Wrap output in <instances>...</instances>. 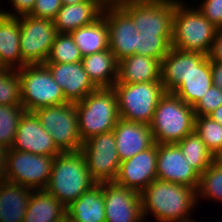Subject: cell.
Wrapping results in <instances>:
<instances>
[{
	"label": "cell",
	"mask_w": 222,
	"mask_h": 222,
	"mask_svg": "<svg viewBox=\"0 0 222 222\" xmlns=\"http://www.w3.org/2000/svg\"><path fill=\"white\" fill-rule=\"evenodd\" d=\"M34 113L61 152L81 150L83 142L78 132V115L74 103L42 107Z\"/></svg>",
	"instance_id": "cell-10"
},
{
	"label": "cell",
	"mask_w": 222,
	"mask_h": 222,
	"mask_svg": "<svg viewBox=\"0 0 222 222\" xmlns=\"http://www.w3.org/2000/svg\"><path fill=\"white\" fill-rule=\"evenodd\" d=\"M21 83V105L25 111L68 102L45 64H28L17 69Z\"/></svg>",
	"instance_id": "cell-8"
},
{
	"label": "cell",
	"mask_w": 222,
	"mask_h": 222,
	"mask_svg": "<svg viewBox=\"0 0 222 222\" xmlns=\"http://www.w3.org/2000/svg\"><path fill=\"white\" fill-rule=\"evenodd\" d=\"M140 199L144 220L153 215L157 222L193 221L191 211L199 203L196 189L158 179L140 193Z\"/></svg>",
	"instance_id": "cell-2"
},
{
	"label": "cell",
	"mask_w": 222,
	"mask_h": 222,
	"mask_svg": "<svg viewBox=\"0 0 222 222\" xmlns=\"http://www.w3.org/2000/svg\"><path fill=\"white\" fill-rule=\"evenodd\" d=\"M81 63L97 88H111L117 82L118 61L110 49L85 56Z\"/></svg>",
	"instance_id": "cell-25"
},
{
	"label": "cell",
	"mask_w": 222,
	"mask_h": 222,
	"mask_svg": "<svg viewBox=\"0 0 222 222\" xmlns=\"http://www.w3.org/2000/svg\"><path fill=\"white\" fill-rule=\"evenodd\" d=\"M8 148L0 144V182L5 180Z\"/></svg>",
	"instance_id": "cell-42"
},
{
	"label": "cell",
	"mask_w": 222,
	"mask_h": 222,
	"mask_svg": "<svg viewBox=\"0 0 222 222\" xmlns=\"http://www.w3.org/2000/svg\"><path fill=\"white\" fill-rule=\"evenodd\" d=\"M66 207L46 190H33L23 222H61Z\"/></svg>",
	"instance_id": "cell-27"
},
{
	"label": "cell",
	"mask_w": 222,
	"mask_h": 222,
	"mask_svg": "<svg viewBox=\"0 0 222 222\" xmlns=\"http://www.w3.org/2000/svg\"><path fill=\"white\" fill-rule=\"evenodd\" d=\"M74 104L82 142L90 137L112 131L120 119L118 100L113 87L97 88Z\"/></svg>",
	"instance_id": "cell-4"
},
{
	"label": "cell",
	"mask_w": 222,
	"mask_h": 222,
	"mask_svg": "<svg viewBox=\"0 0 222 222\" xmlns=\"http://www.w3.org/2000/svg\"><path fill=\"white\" fill-rule=\"evenodd\" d=\"M157 143L122 161L114 180L115 183L141 193L157 179Z\"/></svg>",
	"instance_id": "cell-17"
},
{
	"label": "cell",
	"mask_w": 222,
	"mask_h": 222,
	"mask_svg": "<svg viewBox=\"0 0 222 222\" xmlns=\"http://www.w3.org/2000/svg\"><path fill=\"white\" fill-rule=\"evenodd\" d=\"M195 111L178 96L166 92L159 100L150 129L157 144H177L194 132Z\"/></svg>",
	"instance_id": "cell-5"
},
{
	"label": "cell",
	"mask_w": 222,
	"mask_h": 222,
	"mask_svg": "<svg viewBox=\"0 0 222 222\" xmlns=\"http://www.w3.org/2000/svg\"><path fill=\"white\" fill-rule=\"evenodd\" d=\"M121 119L150 125L160 98L166 93L161 81L113 86Z\"/></svg>",
	"instance_id": "cell-7"
},
{
	"label": "cell",
	"mask_w": 222,
	"mask_h": 222,
	"mask_svg": "<svg viewBox=\"0 0 222 222\" xmlns=\"http://www.w3.org/2000/svg\"><path fill=\"white\" fill-rule=\"evenodd\" d=\"M212 82L222 90V61L211 60Z\"/></svg>",
	"instance_id": "cell-41"
},
{
	"label": "cell",
	"mask_w": 222,
	"mask_h": 222,
	"mask_svg": "<svg viewBox=\"0 0 222 222\" xmlns=\"http://www.w3.org/2000/svg\"><path fill=\"white\" fill-rule=\"evenodd\" d=\"M0 105H21V83L15 69L0 71Z\"/></svg>",
	"instance_id": "cell-35"
},
{
	"label": "cell",
	"mask_w": 222,
	"mask_h": 222,
	"mask_svg": "<svg viewBox=\"0 0 222 222\" xmlns=\"http://www.w3.org/2000/svg\"><path fill=\"white\" fill-rule=\"evenodd\" d=\"M61 222H76V221H74L73 219H71L68 215H65V216L62 218Z\"/></svg>",
	"instance_id": "cell-45"
},
{
	"label": "cell",
	"mask_w": 222,
	"mask_h": 222,
	"mask_svg": "<svg viewBox=\"0 0 222 222\" xmlns=\"http://www.w3.org/2000/svg\"><path fill=\"white\" fill-rule=\"evenodd\" d=\"M10 149L37 155L56 156L61 151L52 136L42 127L34 112L24 111Z\"/></svg>",
	"instance_id": "cell-18"
},
{
	"label": "cell",
	"mask_w": 222,
	"mask_h": 222,
	"mask_svg": "<svg viewBox=\"0 0 222 222\" xmlns=\"http://www.w3.org/2000/svg\"><path fill=\"white\" fill-rule=\"evenodd\" d=\"M66 215L76 222H106L102 183H97L66 207Z\"/></svg>",
	"instance_id": "cell-24"
},
{
	"label": "cell",
	"mask_w": 222,
	"mask_h": 222,
	"mask_svg": "<svg viewBox=\"0 0 222 222\" xmlns=\"http://www.w3.org/2000/svg\"><path fill=\"white\" fill-rule=\"evenodd\" d=\"M54 158L55 156L9 149L5 180L32 190H45L50 180Z\"/></svg>",
	"instance_id": "cell-11"
},
{
	"label": "cell",
	"mask_w": 222,
	"mask_h": 222,
	"mask_svg": "<svg viewBox=\"0 0 222 222\" xmlns=\"http://www.w3.org/2000/svg\"><path fill=\"white\" fill-rule=\"evenodd\" d=\"M160 81L166 92L194 107L213 85L208 56L172 47L161 60Z\"/></svg>",
	"instance_id": "cell-1"
},
{
	"label": "cell",
	"mask_w": 222,
	"mask_h": 222,
	"mask_svg": "<svg viewBox=\"0 0 222 222\" xmlns=\"http://www.w3.org/2000/svg\"><path fill=\"white\" fill-rule=\"evenodd\" d=\"M96 184L87 169L82 151H66L55 156L45 190L68 207Z\"/></svg>",
	"instance_id": "cell-3"
},
{
	"label": "cell",
	"mask_w": 222,
	"mask_h": 222,
	"mask_svg": "<svg viewBox=\"0 0 222 222\" xmlns=\"http://www.w3.org/2000/svg\"><path fill=\"white\" fill-rule=\"evenodd\" d=\"M186 5L182 0L175 5L171 46L208 56L218 28L197 8Z\"/></svg>",
	"instance_id": "cell-6"
},
{
	"label": "cell",
	"mask_w": 222,
	"mask_h": 222,
	"mask_svg": "<svg viewBox=\"0 0 222 222\" xmlns=\"http://www.w3.org/2000/svg\"><path fill=\"white\" fill-rule=\"evenodd\" d=\"M161 61L134 54L118 61L117 82L133 84L160 81Z\"/></svg>",
	"instance_id": "cell-22"
},
{
	"label": "cell",
	"mask_w": 222,
	"mask_h": 222,
	"mask_svg": "<svg viewBox=\"0 0 222 222\" xmlns=\"http://www.w3.org/2000/svg\"><path fill=\"white\" fill-rule=\"evenodd\" d=\"M83 1H88V0H62V4L70 5V4H77Z\"/></svg>",
	"instance_id": "cell-44"
},
{
	"label": "cell",
	"mask_w": 222,
	"mask_h": 222,
	"mask_svg": "<svg viewBox=\"0 0 222 222\" xmlns=\"http://www.w3.org/2000/svg\"><path fill=\"white\" fill-rule=\"evenodd\" d=\"M222 202V164L216 159L200 174L196 200L200 198Z\"/></svg>",
	"instance_id": "cell-30"
},
{
	"label": "cell",
	"mask_w": 222,
	"mask_h": 222,
	"mask_svg": "<svg viewBox=\"0 0 222 222\" xmlns=\"http://www.w3.org/2000/svg\"><path fill=\"white\" fill-rule=\"evenodd\" d=\"M4 67L2 66V64L0 63V71L3 70Z\"/></svg>",
	"instance_id": "cell-47"
},
{
	"label": "cell",
	"mask_w": 222,
	"mask_h": 222,
	"mask_svg": "<svg viewBox=\"0 0 222 222\" xmlns=\"http://www.w3.org/2000/svg\"><path fill=\"white\" fill-rule=\"evenodd\" d=\"M209 117L222 125V105L214 110Z\"/></svg>",
	"instance_id": "cell-43"
},
{
	"label": "cell",
	"mask_w": 222,
	"mask_h": 222,
	"mask_svg": "<svg viewBox=\"0 0 222 222\" xmlns=\"http://www.w3.org/2000/svg\"><path fill=\"white\" fill-rule=\"evenodd\" d=\"M18 17L0 15V63L4 68H22Z\"/></svg>",
	"instance_id": "cell-26"
},
{
	"label": "cell",
	"mask_w": 222,
	"mask_h": 222,
	"mask_svg": "<svg viewBox=\"0 0 222 222\" xmlns=\"http://www.w3.org/2000/svg\"><path fill=\"white\" fill-rule=\"evenodd\" d=\"M86 166L97 183L116 179L120 159L116 149V139L112 131L90 137L81 146Z\"/></svg>",
	"instance_id": "cell-13"
},
{
	"label": "cell",
	"mask_w": 222,
	"mask_h": 222,
	"mask_svg": "<svg viewBox=\"0 0 222 222\" xmlns=\"http://www.w3.org/2000/svg\"><path fill=\"white\" fill-rule=\"evenodd\" d=\"M113 133L120 161L130 159L155 144L150 126L119 119Z\"/></svg>",
	"instance_id": "cell-20"
},
{
	"label": "cell",
	"mask_w": 222,
	"mask_h": 222,
	"mask_svg": "<svg viewBox=\"0 0 222 222\" xmlns=\"http://www.w3.org/2000/svg\"><path fill=\"white\" fill-rule=\"evenodd\" d=\"M35 1L36 0H10V4L12 3L11 5L14 8L15 13H11L10 10L4 11L2 8H1V13L2 15L10 17L28 15L32 11L35 5Z\"/></svg>",
	"instance_id": "cell-39"
},
{
	"label": "cell",
	"mask_w": 222,
	"mask_h": 222,
	"mask_svg": "<svg viewBox=\"0 0 222 222\" xmlns=\"http://www.w3.org/2000/svg\"><path fill=\"white\" fill-rule=\"evenodd\" d=\"M216 160L222 164V152L216 157Z\"/></svg>",
	"instance_id": "cell-46"
},
{
	"label": "cell",
	"mask_w": 222,
	"mask_h": 222,
	"mask_svg": "<svg viewBox=\"0 0 222 222\" xmlns=\"http://www.w3.org/2000/svg\"><path fill=\"white\" fill-rule=\"evenodd\" d=\"M188 164L202 174L216 159L194 131L177 143Z\"/></svg>",
	"instance_id": "cell-29"
},
{
	"label": "cell",
	"mask_w": 222,
	"mask_h": 222,
	"mask_svg": "<svg viewBox=\"0 0 222 222\" xmlns=\"http://www.w3.org/2000/svg\"><path fill=\"white\" fill-rule=\"evenodd\" d=\"M204 97L193 107L195 116H209L214 110L222 105V90L211 86Z\"/></svg>",
	"instance_id": "cell-36"
},
{
	"label": "cell",
	"mask_w": 222,
	"mask_h": 222,
	"mask_svg": "<svg viewBox=\"0 0 222 222\" xmlns=\"http://www.w3.org/2000/svg\"><path fill=\"white\" fill-rule=\"evenodd\" d=\"M171 41L172 36H159L157 34H142L138 32L136 54L161 61L172 48Z\"/></svg>",
	"instance_id": "cell-34"
},
{
	"label": "cell",
	"mask_w": 222,
	"mask_h": 222,
	"mask_svg": "<svg viewBox=\"0 0 222 222\" xmlns=\"http://www.w3.org/2000/svg\"><path fill=\"white\" fill-rule=\"evenodd\" d=\"M83 57L109 49L108 25L102 15L95 22L70 33Z\"/></svg>",
	"instance_id": "cell-28"
},
{
	"label": "cell",
	"mask_w": 222,
	"mask_h": 222,
	"mask_svg": "<svg viewBox=\"0 0 222 222\" xmlns=\"http://www.w3.org/2000/svg\"><path fill=\"white\" fill-rule=\"evenodd\" d=\"M62 5V0H36L32 11L28 15L54 20Z\"/></svg>",
	"instance_id": "cell-37"
},
{
	"label": "cell",
	"mask_w": 222,
	"mask_h": 222,
	"mask_svg": "<svg viewBox=\"0 0 222 222\" xmlns=\"http://www.w3.org/2000/svg\"><path fill=\"white\" fill-rule=\"evenodd\" d=\"M102 15L108 25L109 49L116 60L136 54L138 31L131 17L114 0L106 3Z\"/></svg>",
	"instance_id": "cell-14"
},
{
	"label": "cell",
	"mask_w": 222,
	"mask_h": 222,
	"mask_svg": "<svg viewBox=\"0 0 222 222\" xmlns=\"http://www.w3.org/2000/svg\"><path fill=\"white\" fill-rule=\"evenodd\" d=\"M109 0H88L77 4H63L53 20L57 33L70 34L82 26L95 22L102 16Z\"/></svg>",
	"instance_id": "cell-21"
},
{
	"label": "cell",
	"mask_w": 222,
	"mask_h": 222,
	"mask_svg": "<svg viewBox=\"0 0 222 222\" xmlns=\"http://www.w3.org/2000/svg\"><path fill=\"white\" fill-rule=\"evenodd\" d=\"M197 9L219 29L222 25V0H203Z\"/></svg>",
	"instance_id": "cell-38"
},
{
	"label": "cell",
	"mask_w": 222,
	"mask_h": 222,
	"mask_svg": "<svg viewBox=\"0 0 222 222\" xmlns=\"http://www.w3.org/2000/svg\"><path fill=\"white\" fill-rule=\"evenodd\" d=\"M17 17L20 24L19 43L22 67L28 64H44L58 34L54 21L30 15Z\"/></svg>",
	"instance_id": "cell-12"
},
{
	"label": "cell",
	"mask_w": 222,
	"mask_h": 222,
	"mask_svg": "<svg viewBox=\"0 0 222 222\" xmlns=\"http://www.w3.org/2000/svg\"><path fill=\"white\" fill-rule=\"evenodd\" d=\"M157 179L197 189L200 174L191 167L177 144H157Z\"/></svg>",
	"instance_id": "cell-16"
},
{
	"label": "cell",
	"mask_w": 222,
	"mask_h": 222,
	"mask_svg": "<svg viewBox=\"0 0 222 222\" xmlns=\"http://www.w3.org/2000/svg\"><path fill=\"white\" fill-rule=\"evenodd\" d=\"M208 57L210 60L222 61V32L219 29L216 30Z\"/></svg>",
	"instance_id": "cell-40"
},
{
	"label": "cell",
	"mask_w": 222,
	"mask_h": 222,
	"mask_svg": "<svg viewBox=\"0 0 222 222\" xmlns=\"http://www.w3.org/2000/svg\"><path fill=\"white\" fill-rule=\"evenodd\" d=\"M194 131L216 158L222 152V125L209 116L195 117Z\"/></svg>",
	"instance_id": "cell-31"
},
{
	"label": "cell",
	"mask_w": 222,
	"mask_h": 222,
	"mask_svg": "<svg viewBox=\"0 0 222 222\" xmlns=\"http://www.w3.org/2000/svg\"><path fill=\"white\" fill-rule=\"evenodd\" d=\"M82 58L72 36L68 33H58L45 63H77L81 62Z\"/></svg>",
	"instance_id": "cell-32"
},
{
	"label": "cell",
	"mask_w": 222,
	"mask_h": 222,
	"mask_svg": "<svg viewBox=\"0 0 222 222\" xmlns=\"http://www.w3.org/2000/svg\"><path fill=\"white\" fill-rule=\"evenodd\" d=\"M44 64L48 67L55 82L61 87L68 102L81 101L89 93L97 89L81 62Z\"/></svg>",
	"instance_id": "cell-19"
},
{
	"label": "cell",
	"mask_w": 222,
	"mask_h": 222,
	"mask_svg": "<svg viewBox=\"0 0 222 222\" xmlns=\"http://www.w3.org/2000/svg\"><path fill=\"white\" fill-rule=\"evenodd\" d=\"M33 190L7 180L0 182V222H23Z\"/></svg>",
	"instance_id": "cell-23"
},
{
	"label": "cell",
	"mask_w": 222,
	"mask_h": 222,
	"mask_svg": "<svg viewBox=\"0 0 222 222\" xmlns=\"http://www.w3.org/2000/svg\"><path fill=\"white\" fill-rule=\"evenodd\" d=\"M22 105H0V144L10 149L22 114Z\"/></svg>",
	"instance_id": "cell-33"
},
{
	"label": "cell",
	"mask_w": 222,
	"mask_h": 222,
	"mask_svg": "<svg viewBox=\"0 0 222 222\" xmlns=\"http://www.w3.org/2000/svg\"><path fill=\"white\" fill-rule=\"evenodd\" d=\"M106 222H144L140 193L114 181L102 182Z\"/></svg>",
	"instance_id": "cell-15"
},
{
	"label": "cell",
	"mask_w": 222,
	"mask_h": 222,
	"mask_svg": "<svg viewBox=\"0 0 222 222\" xmlns=\"http://www.w3.org/2000/svg\"><path fill=\"white\" fill-rule=\"evenodd\" d=\"M142 34L172 36L175 5L179 0H114Z\"/></svg>",
	"instance_id": "cell-9"
}]
</instances>
